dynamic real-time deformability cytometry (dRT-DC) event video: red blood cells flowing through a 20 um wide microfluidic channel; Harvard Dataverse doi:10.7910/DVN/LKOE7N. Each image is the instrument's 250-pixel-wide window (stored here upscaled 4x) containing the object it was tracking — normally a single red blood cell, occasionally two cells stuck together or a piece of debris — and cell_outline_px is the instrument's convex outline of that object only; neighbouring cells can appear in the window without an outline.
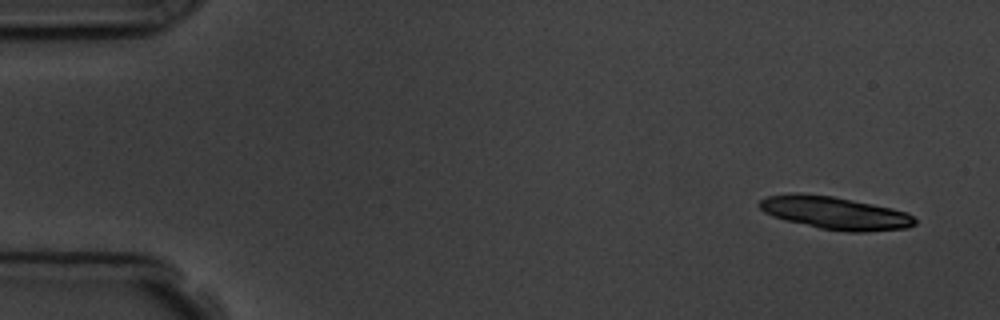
{"species": "common noctule bat (a hibernating species)", "species_latin": "Nyctalus noctula", "temperature_condition": "room temperature", "stored_images_in_passage": 6, "camera_frame_rate_fps": 3000, "um_per_image_px": 0.085, "animal": {"sex": "male", "body_mass_g": 19.5, "forearm_length_mm": 54.6}, "frame": {"image": 1, "passage_image": 1, "time_ms": 0.0, "image_size_px": [1000, 320], "cell_outline_px": [[916, 224], [908, 228], [860, 232], [848, 232], [820, 228], [784, 220], [772, 216], [764, 212], [756, 204], [760, 200], [768, 196], [796, 192], [800, 192], [832, 196], [892, 208], [908, 212], [916, 220]], "centroid_in_image_um": [70.95, 18.09], "position_along_channel_um": 14.0, "area_um2": 29.77}}
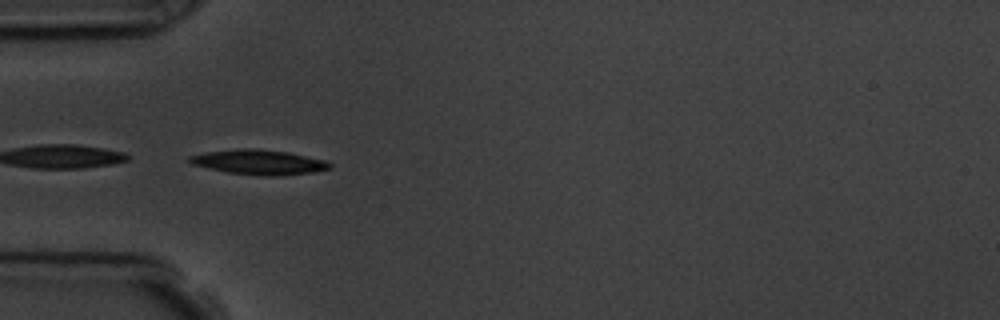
{"frame": {"image": 2, "passage_image": 5, "time_ms": 4.667, "image_size_px": [1000, 320], "cell_outline_px": [[332, 164], [328, 168], [312, 172], [280, 176], [268, 176], [228, 172], [192, 164], [188, 160], [188, 156], [204, 152], [236, 148], [252, 148], [288, 152], [324, 160]], "centroid_in_image_um": [21.97, 13.77], "position_along_channel_um": 63.0, "area_um2": 20.06}}